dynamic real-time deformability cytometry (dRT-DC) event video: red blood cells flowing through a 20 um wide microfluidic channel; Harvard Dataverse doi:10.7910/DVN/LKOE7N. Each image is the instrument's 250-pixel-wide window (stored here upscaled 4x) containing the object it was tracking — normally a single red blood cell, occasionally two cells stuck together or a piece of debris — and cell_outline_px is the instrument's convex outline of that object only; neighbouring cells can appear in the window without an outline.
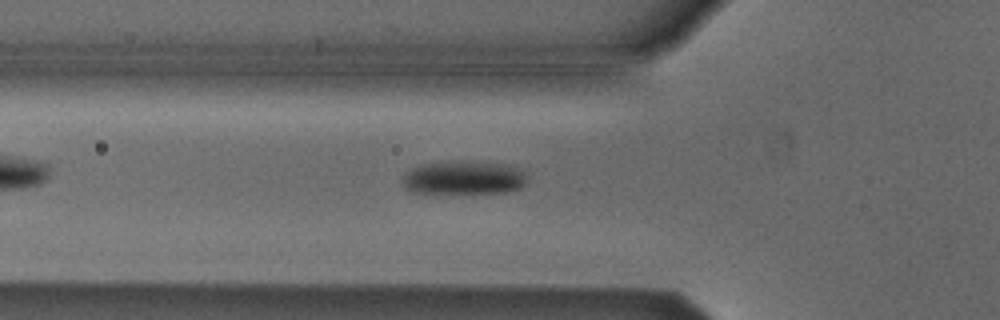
{"species": "Egyptian fruit bat (a non-hibernating species)", "species_latin": "Rousettus aegyptiacus", "temperature_condition": "cold", "stored_images_in_passage": 42, "camera_frame_rate_fps": 3000, "um_per_image_px": 0.085, "animal": {"sex": "male"}, "frame": {"image": 1, "passage_image": 9, "time_ms": 2.667, "image_size_px": [1000, 320], "cell_outline_px": [[524, 184], [520, 188], [504, 192], [412, 192], [404, 188], [404, 176], [412, 168], [420, 164], [460, 160], [464, 160], [508, 164], [520, 168], [524, 172]], "centroid_in_image_um": [39.43, 15.07], "position_along_channel_um": 86.4, "area_um2": 24.16}}
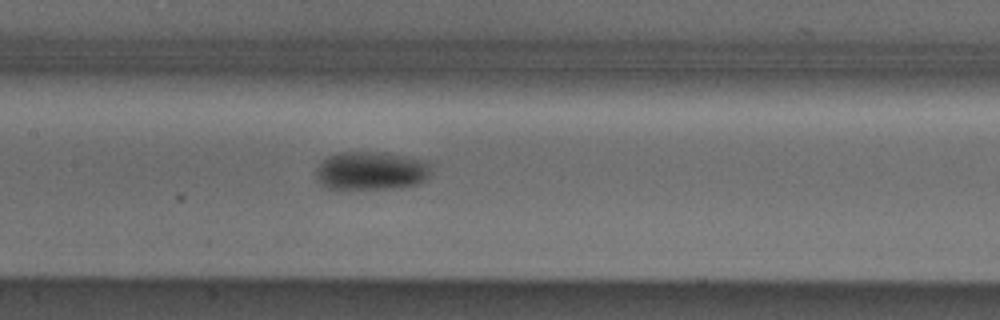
{"frame": {"image": 2, "passage_image": 16, "time_ms": 5.0, "image_size_px": [1000, 320], "cell_outline_px": [[432, 164], [428, 176], [424, 180], [416, 184], [396, 188], [344, 192], [328, 188], [320, 184], [316, 180], [316, 168], [328, 156], [340, 152], [384, 152], [428, 160]], "centroid_in_image_um": [31.52, 14.56], "position_along_channel_um": 175.9, "area_um2": 26.82}}
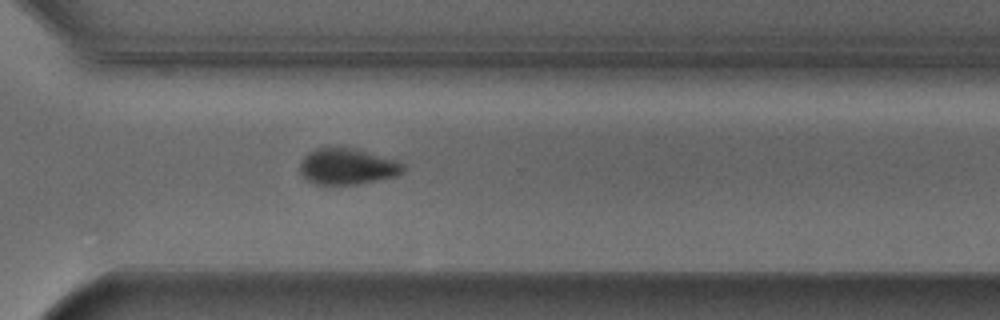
{"frame": {"image": 3, "passage_image": 29, "time_ms": 9.333, "image_size_px": [1000, 320], "cell_outline_px": [[404, 172], [396, 176], [356, 184], [316, 184], [308, 180], [300, 172], [300, 164], [304, 156], [308, 152], [316, 148], [352, 148], [396, 160], [404, 164]], "centroid_in_image_um": [29.52, 14.15], "position_along_channel_um": 341.1, "area_um2": 21.39}, "authors_computed_cell_mechanics": {"area_um2": 23.8425, "velocity_mm_per_s": 3.8229, "shape_relaxation_time_tau1_ms": 2.2233, "shape_relaxation_time_tau2_ms": null, "deformation_change_tau1": 0.0919, "deformation_change_tau2": null}}